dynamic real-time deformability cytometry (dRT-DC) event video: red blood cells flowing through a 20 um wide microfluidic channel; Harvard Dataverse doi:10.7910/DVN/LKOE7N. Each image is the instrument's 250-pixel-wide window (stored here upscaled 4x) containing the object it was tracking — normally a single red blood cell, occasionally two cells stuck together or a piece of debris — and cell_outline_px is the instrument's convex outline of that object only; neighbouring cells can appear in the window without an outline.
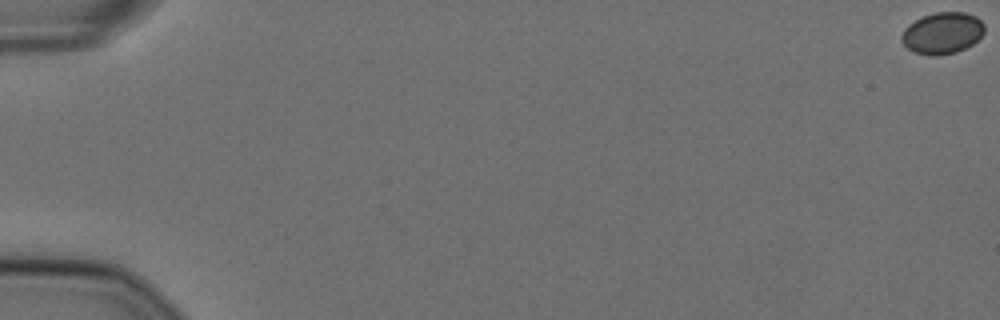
{"species": "Egyptian fruit bat (a non-hibernating species)", "species_latin": "Rousettus aegyptiacus", "temperature_condition": "cold", "stored_images_in_passage": 59, "camera_frame_rate_fps": 3000, "um_per_image_px": 0.085, "animal": {"sex": "female"}, "frame": {"image": 1, "passage_image": 1, "time_ms": 0.0, "image_size_px": [1000, 320], "cell_outline_px": [[984, 32], [972, 44], [956, 52], [936, 56], [912, 52], [900, 40], [900, 36], [904, 28], [908, 24], [924, 16], [936, 12], [964, 12], [976, 16], [984, 24]], "centroid_in_image_um": [80.08, 2.81], "position_along_channel_um": 4.9, "area_um2": 20.0}}
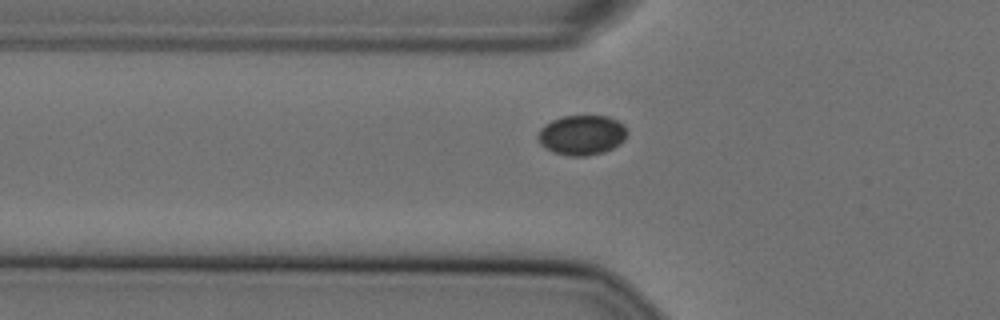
{"frame": {"image": 2, "passage_image": 22, "time_ms": 7.0, "image_size_px": [1000, 320], "cell_outline_px": [[628, 132], [624, 140], [620, 144], [604, 152], [584, 156], [568, 156], [552, 152], [544, 148], [540, 144], [536, 136], [540, 128], [544, 124], [552, 120], [564, 116], [608, 116], [624, 124]], "centroid_in_image_um": [49.43, 11.48], "position_along_channel_um": 76.4, "area_um2": 20.98}}
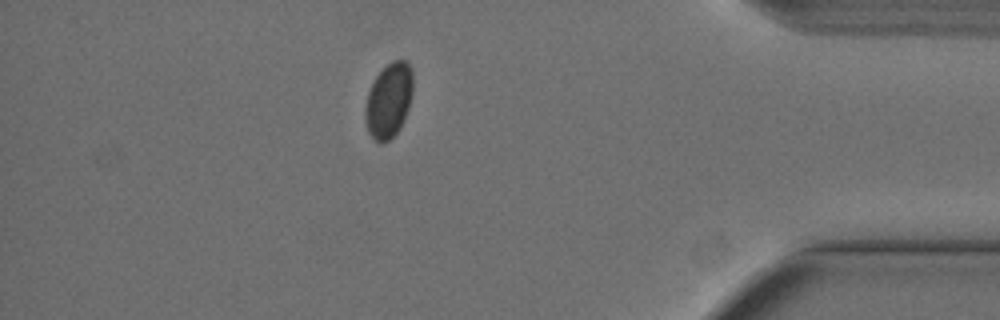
{"frame": {"image": 3, "passage_image": 52, "time_ms": 17.0, "image_size_px": [1000, 320], "cell_outline_px": [[412, 92], [408, 108], [404, 120], [400, 128], [388, 140], [380, 144], [368, 132], [364, 120], [364, 108], [368, 92], [376, 76], [392, 60], [404, 60], [412, 68]], "centroid_in_image_um": [33.03, 8.54], "position_along_channel_um": 402.2, "area_um2": 20.69}}